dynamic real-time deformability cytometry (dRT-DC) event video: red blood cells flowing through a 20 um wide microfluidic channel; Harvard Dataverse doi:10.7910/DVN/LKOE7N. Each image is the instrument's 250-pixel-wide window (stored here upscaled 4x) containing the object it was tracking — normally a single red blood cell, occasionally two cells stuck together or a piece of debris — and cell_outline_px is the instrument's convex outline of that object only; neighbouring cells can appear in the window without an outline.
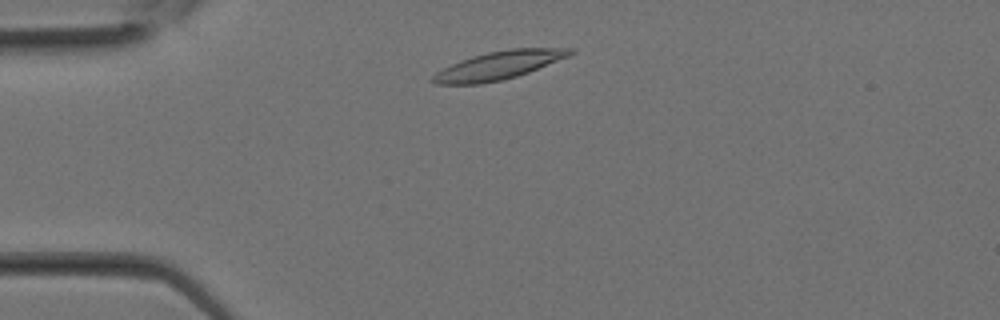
{"species": "Egyptian fruit bat (a non-hibernating species)", "species_latin": "Rousettus aegyptiacus", "temperature_condition": "room temperature", "stored_images_in_passage": 10, "camera_frame_rate_fps": 3000, "um_per_image_px": 0.085, "animal": {"sex": "female"}, "frame": {"image": 1, "passage_image": 1, "time_ms": 0.0, "image_size_px": [1000, 320], "cell_outline_px": [[576, 52], [568, 56], [528, 72], [504, 80], [480, 84], [436, 84], [432, 80], [432, 76], [436, 72], [460, 60], [472, 56], [488, 52], [512, 48], [576, 48]], "centroid_in_image_um": [42.4, 5.55], "position_along_channel_um": 42.6, "area_um2": 22.37}}
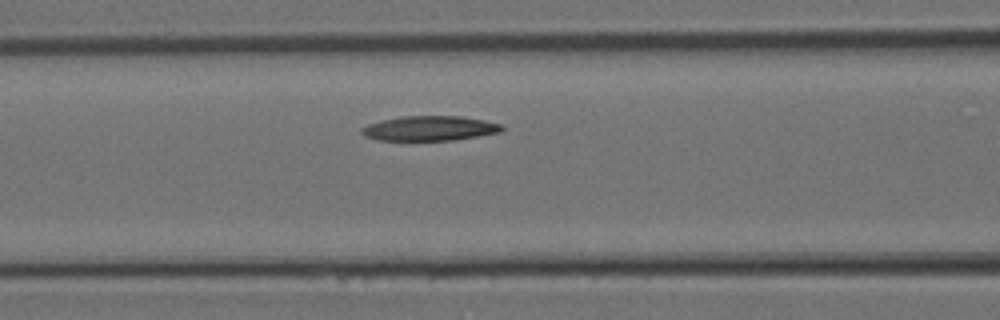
{"frame": {"image": 2, "passage_image": 6, "time_ms": 1.667, "image_size_px": [1000, 320], "cell_outline_px": [[504, 128], [500, 132], [456, 140], [376, 140], [364, 136], [360, 132], [360, 128], [368, 124], [380, 120], [400, 116], [460, 116], [484, 120], [500, 124]], "centroid_in_image_um": [36.47, 10.91], "position_along_channel_um": 130.1, "area_um2": 20.35}}
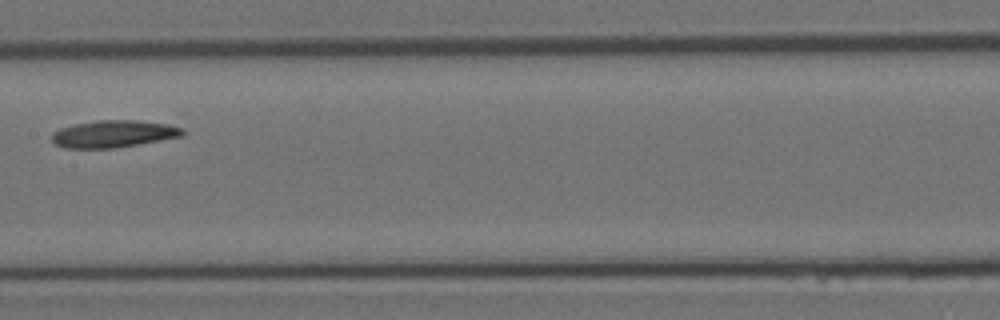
{"frame": {"image": 3, "passage_image": 9, "time_ms": 2.667, "image_size_px": [1000, 320], "cell_outline_px": [[184, 136], [116, 148], [64, 148], [56, 144], [52, 140], [52, 132], [60, 128], [76, 124], [96, 120], [136, 120], [168, 124], [180, 128], [184, 132]], "centroid_in_image_um": [9.64, 11.38], "position_along_channel_um": 197.8, "area_um2": 20.63}}